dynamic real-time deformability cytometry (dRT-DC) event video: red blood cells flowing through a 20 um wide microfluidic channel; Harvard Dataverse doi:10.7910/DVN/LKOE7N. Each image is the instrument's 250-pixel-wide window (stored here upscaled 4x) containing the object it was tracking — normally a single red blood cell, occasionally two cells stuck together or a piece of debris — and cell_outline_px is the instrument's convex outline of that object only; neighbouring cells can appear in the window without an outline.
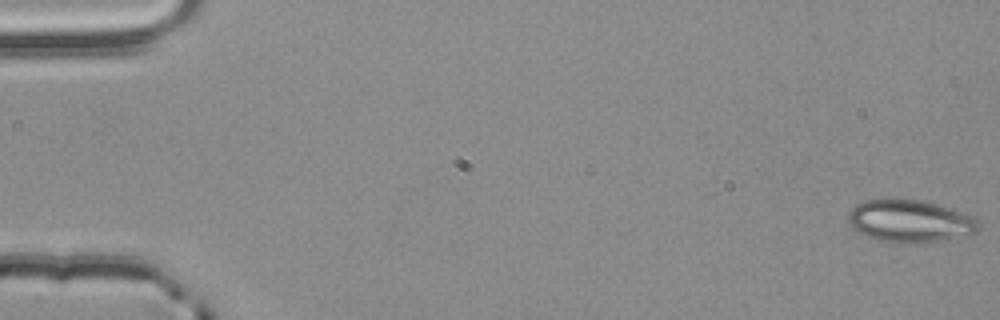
{"species": "common noctule bat (a hibernating species)", "species_latin": "Nyctalus noctula", "temperature_condition": "room temperature", "stored_images_in_passage": 4, "camera_frame_rate_fps": 3000, "um_per_image_px": 0.085, "animal": {"sex": "male", "body_mass_g": 20.4}, "frame": {"image": 1, "passage_image": 1, "time_ms": 0.0, "image_size_px": [1000, 320], "cell_outline_px": [[980, 228], [976, 232], [968, 236], [944, 240], [904, 244], [900, 244], [876, 240], [860, 232], [848, 224], [848, 212], [856, 204], [864, 200], [880, 196], [896, 196], [920, 200], [936, 204], [976, 216], [980, 224]], "centroid_in_image_um": [77.34, 18.76], "position_along_channel_um": 7.7, "area_um2": 33.47}}